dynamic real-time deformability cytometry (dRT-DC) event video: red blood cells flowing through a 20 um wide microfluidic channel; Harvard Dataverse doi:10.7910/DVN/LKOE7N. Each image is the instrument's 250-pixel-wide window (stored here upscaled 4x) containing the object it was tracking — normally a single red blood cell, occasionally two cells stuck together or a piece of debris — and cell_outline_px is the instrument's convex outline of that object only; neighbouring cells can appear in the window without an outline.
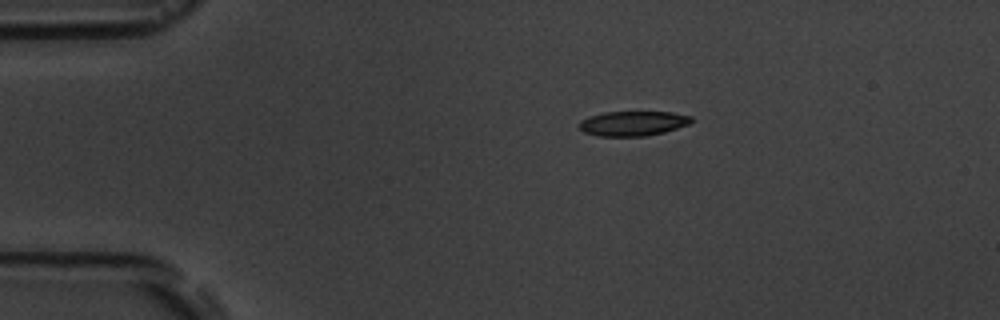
{"species": "common noctule bat (a hibernating species)", "species_latin": "Nyctalus noctula", "temperature_condition": "room temperature", "stored_images_in_passage": 5, "camera_frame_rate_fps": 3000, "um_per_image_px": 0.085, "animal": {"sex": "male", "body_mass_g": 19.5, "forearm_length_mm": 54.6}, "frame": {"image": 1, "passage_image": 1, "time_ms": 0.0, "image_size_px": [1000, 320], "cell_outline_px": [[692, 120], [688, 124], [664, 132], [644, 136], [600, 136], [584, 132], [580, 128], [580, 120], [588, 116], [604, 112], [672, 112], [692, 116]], "centroid_in_image_um": [53.78, 10.48], "position_along_channel_um": 31.2, "area_um2": 16.07}}
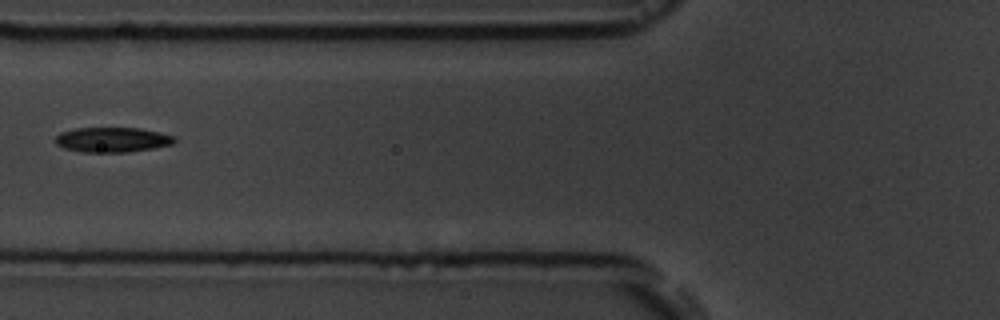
{"frame": {"image": 2, "passage_image": 4, "time_ms": 3.667, "image_size_px": [1000, 320], "cell_outline_px": [[176, 140], [172, 144], [152, 148], [128, 152], [84, 152], [64, 148], [56, 144], [52, 140], [60, 132], [76, 128], [140, 128], [160, 132], [176, 136]], "centroid_in_image_um": [9.53, 11.87], "position_along_channel_um": 116.3, "area_um2": 17.4}}
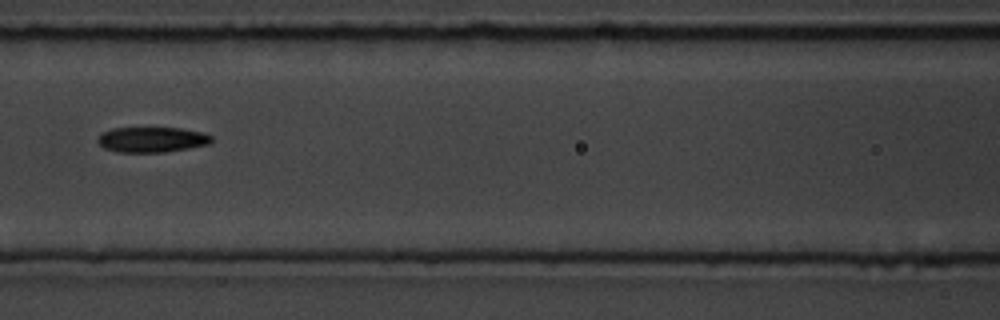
{"frame": {"image": 3, "passage_image": 5, "time_ms": 4.667, "image_size_px": [1000, 320], "cell_outline_px": [[212, 144], [164, 152], [116, 152], [104, 148], [96, 140], [104, 132], [112, 128], [180, 128], [204, 132], [212, 136]], "centroid_in_image_um": [12.95, 11.87], "position_along_channel_um": 153.7, "area_um2": 16.82}}